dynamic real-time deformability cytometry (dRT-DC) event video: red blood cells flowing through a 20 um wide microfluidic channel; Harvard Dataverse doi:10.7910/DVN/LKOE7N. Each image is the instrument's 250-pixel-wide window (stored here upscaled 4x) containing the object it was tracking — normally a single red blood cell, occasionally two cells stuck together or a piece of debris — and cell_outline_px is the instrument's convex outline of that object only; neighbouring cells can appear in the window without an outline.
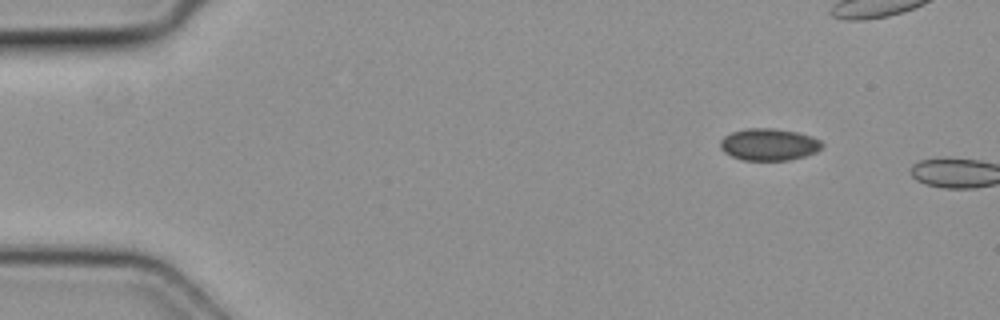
{"species": "common noctule bat (a hibernating species)", "species_latin": "Nyctalus noctula", "temperature_condition": "cold", "stored_images_in_passage": 2, "camera_frame_rate_fps": 3000, "um_per_image_px": 0.085, "animal": {"sex": "female", "body_mass_g": 19.3, "forearm_length_mm": 54.1}, "frame": {"image": 1, "passage_image": 1, "time_ms": 0.0, "image_size_px": [1000, 320], "cell_outline_px": [[824, 144], [816, 152], [804, 156], [788, 160], [744, 160], [732, 156], [724, 152], [720, 148], [720, 140], [724, 136], [732, 132], [744, 128], [772, 128], [796, 132], [812, 136], [820, 140]], "centroid_in_image_um": [65.34, 12.27], "position_along_channel_um": 19.7, "area_um2": 18.96}}